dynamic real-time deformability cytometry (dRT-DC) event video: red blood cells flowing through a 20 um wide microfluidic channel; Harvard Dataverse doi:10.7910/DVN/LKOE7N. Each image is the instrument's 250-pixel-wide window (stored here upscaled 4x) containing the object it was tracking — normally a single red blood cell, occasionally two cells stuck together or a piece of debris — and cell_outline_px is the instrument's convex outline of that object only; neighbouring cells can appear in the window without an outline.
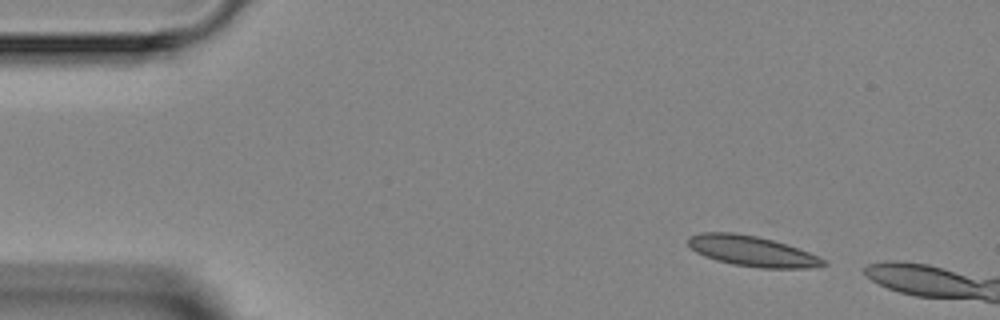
{"species": "Egyptian fruit bat (a non-hibernating species)", "species_latin": "Rousettus aegyptiacus", "temperature_condition": "room temperature", "stored_images_in_passage": 3, "camera_frame_rate_fps": 3000, "um_per_image_px": 0.085, "animal": {"sex": "female"}, "frame": {"image": 1, "passage_image": 1, "time_ms": 0.0, "image_size_px": [1000, 320], "cell_outline_px": [[828, 264], [816, 268], [760, 268], [732, 264], [716, 260], [704, 256], [696, 252], [688, 244], [688, 236], [700, 232], [736, 232], [756, 236], [772, 240], [808, 252], [824, 260]], "centroid_in_image_um": [63.89, 21.34], "position_along_channel_um": 21.1, "area_um2": 23.87}}